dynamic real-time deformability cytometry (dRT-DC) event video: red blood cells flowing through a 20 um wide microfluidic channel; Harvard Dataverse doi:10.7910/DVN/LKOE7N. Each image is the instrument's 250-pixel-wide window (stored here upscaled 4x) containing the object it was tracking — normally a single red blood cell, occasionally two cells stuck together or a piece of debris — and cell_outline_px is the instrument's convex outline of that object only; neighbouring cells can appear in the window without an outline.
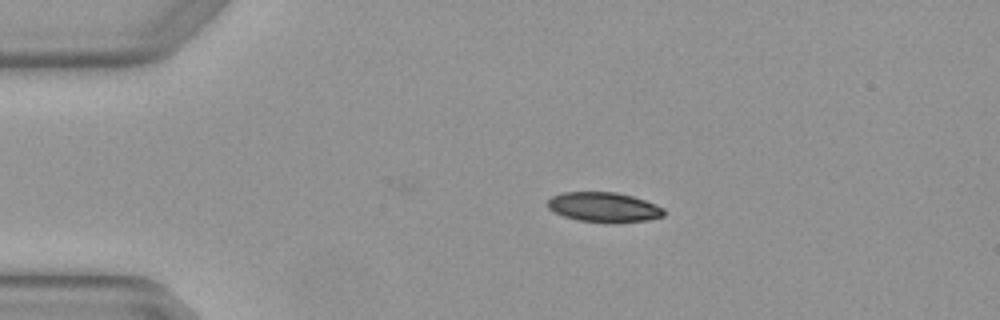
{"species": "Egyptian fruit bat (a non-hibernating species)", "species_latin": "Rousettus aegyptiacus", "temperature_condition": "warm", "stored_images_in_passage": 4, "camera_frame_rate_fps": 3000, "um_per_image_px": 0.085, "animal": {"sex": "female"}, "frame": {"image": 1, "passage_image": 4, "time_ms": 1.0, "image_size_px": [1000, 320], "cell_outline_px": [[664, 216], [648, 220], [612, 224], [576, 220], [564, 216], [548, 208], [548, 200], [552, 196], [564, 192], [616, 192], [632, 196], [656, 204], [664, 208]], "centroid_in_image_um": [51.35, 17.63], "position_along_channel_um": 33.6, "area_um2": 20.4}}